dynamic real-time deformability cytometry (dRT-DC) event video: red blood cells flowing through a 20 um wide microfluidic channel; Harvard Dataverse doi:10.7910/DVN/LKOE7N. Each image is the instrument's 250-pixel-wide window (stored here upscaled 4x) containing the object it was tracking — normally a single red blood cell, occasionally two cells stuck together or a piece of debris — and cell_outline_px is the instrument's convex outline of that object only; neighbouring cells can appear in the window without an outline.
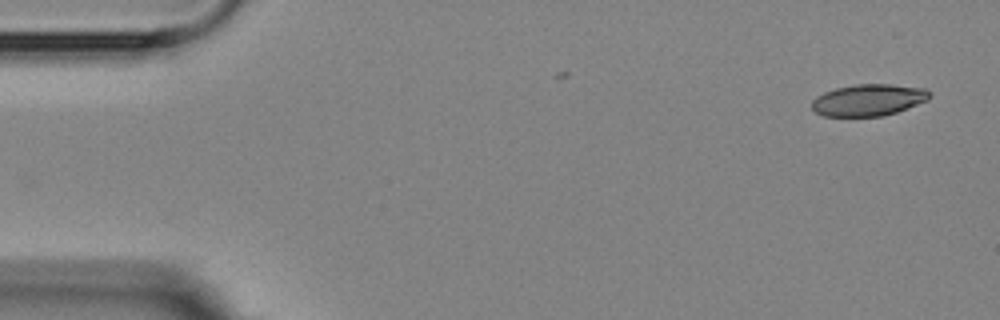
{"species": "Egyptian fruit bat (a non-hibernating species)", "species_latin": "Rousettus aegyptiacus", "temperature_condition": "room temperature", "stored_images_in_passage": 2, "camera_frame_rate_fps": 3000, "um_per_image_px": 0.085, "animal": {"sex": "female"}, "frame": {"image": 1, "passage_image": 2, "time_ms": 1.333, "image_size_px": [1000, 320], "cell_outline_px": [[928, 100], [896, 112], [884, 116], [824, 116], [816, 112], [812, 108], [812, 100], [816, 96], [824, 92], [836, 88], [856, 84], [892, 84], [924, 88], [928, 92]], "centroid_in_image_um": [73.79, 8.5], "position_along_channel_um": 11.2, "area_um2": 21.62}}